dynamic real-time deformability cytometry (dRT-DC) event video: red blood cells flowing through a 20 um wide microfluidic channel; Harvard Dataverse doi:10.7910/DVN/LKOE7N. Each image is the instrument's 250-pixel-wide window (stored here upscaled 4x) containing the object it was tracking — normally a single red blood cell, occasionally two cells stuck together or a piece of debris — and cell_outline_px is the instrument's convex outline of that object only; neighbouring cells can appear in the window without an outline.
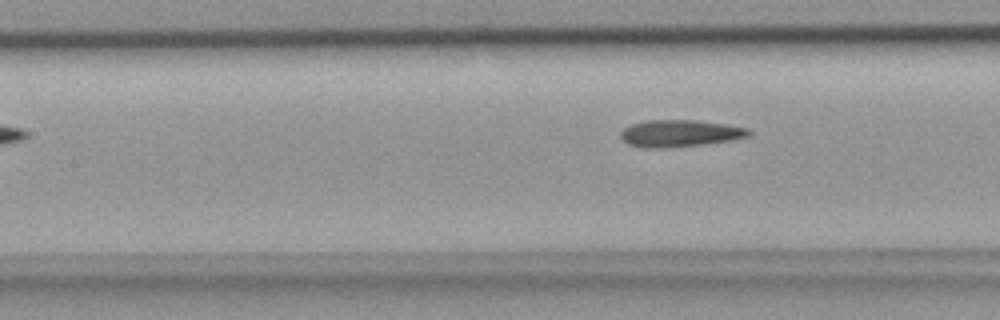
{"species": "common noctule bat (a hibernating species)", "species_latin": "Nyctalus noctula", "temperature_condition": "room temperature", "stored_images_in_passage": 6, "camera_frame_rate_fps": 3000, "um_per_image_px": 0.085, "animal": {"sex": "female", "body_mass_g": 18.4}, "frame": {"image": 1, "passage_image": 6, "time_ms": 1.667, "image_size_px": [1000, 320], "cell_outline_px": [[752, 136], [732, 140], [704, 144], [664, 148], [644, 148], [628, 144], [620, 136], [620, 132], [624, 128], [632, 124], [648, 120], [696, 120], [728, 124], [748, 128], [752, 132]], "centroid_in_image_um": [57.84, 11.33], "position_along_channel_um": 149.6, "area_um2": 20.29}}